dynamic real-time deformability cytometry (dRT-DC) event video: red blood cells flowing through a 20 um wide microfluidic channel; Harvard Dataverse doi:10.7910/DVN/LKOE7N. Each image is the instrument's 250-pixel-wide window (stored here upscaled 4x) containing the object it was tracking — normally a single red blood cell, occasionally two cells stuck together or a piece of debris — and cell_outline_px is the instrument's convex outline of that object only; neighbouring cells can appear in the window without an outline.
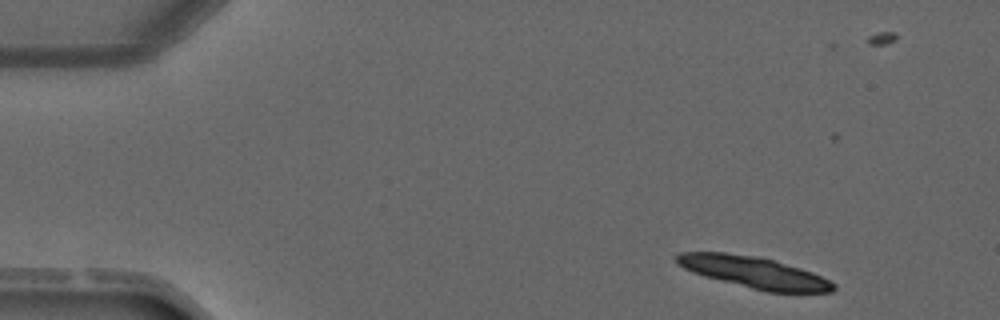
{"species": "common noctule bat (a hibernating species)", "species_latin": "Nyctalus noctula", "temperature_condition": "warm", "stored_images_in_passage": 2, "camera_frame_rate_fps": 3000, "um_per_image_px": 0.085, "animal": {"sex": "male", "forearm_length_mm": 52.5}, "frame": {"image": 1, "passage_image": 1, "time_ms": 0.0, "image_size_px": [1000, 320], "cell_outline_px": [[836, 288], [832, 292], [768, 292], [704, 276], [692, 272], [676, 264], [676, 256], [680, 252], [724, 252], [760, 256], [800, 268], [812, 272], [836, 284]], "centroid_in_image_um": [64.08, 23.14], "position_along_channel_um": 20.9, "area_um2": 28.61}}